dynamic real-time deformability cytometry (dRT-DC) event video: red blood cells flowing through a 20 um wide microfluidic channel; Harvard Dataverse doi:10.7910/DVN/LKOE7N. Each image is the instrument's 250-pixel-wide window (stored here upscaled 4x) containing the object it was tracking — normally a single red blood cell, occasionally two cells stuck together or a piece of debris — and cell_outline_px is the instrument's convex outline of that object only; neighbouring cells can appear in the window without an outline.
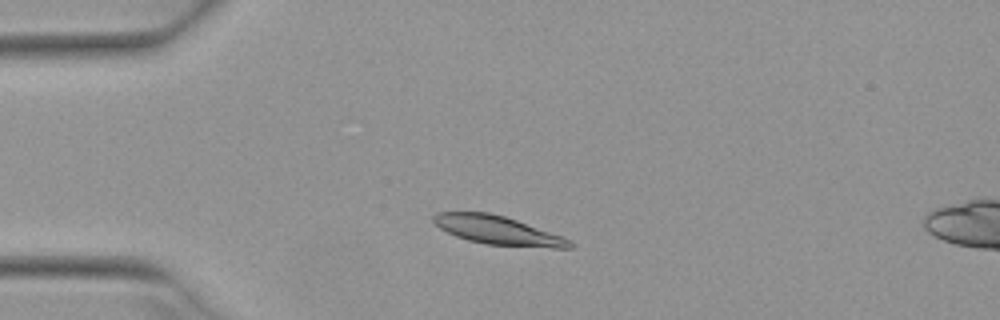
{"species": "Egyptian fruit bat (a non-hibernating species)", "species_latin": "Rousettus aegyptiacus", "temperature_condition": "warm", "stored_images_in_passage": 47, "camera_frame_rate_fps": 3000, "um_per_image_px": 0.085, "animal": {"sex": "female"}, "frame": {"image": 1, "passage_image": 8, "time_ms": 2.333, "image_size_px": [1000, 320], "cell_outline_px": [[572, 248], [552, 248], [484, 244], [468, 240], [456, 236], [432, 224], [432, 216], [436, 212], [488, 212], [504, 216], [564, 236], [572, 240]], "centroid_in_image_um": [42.31, 19.58], "position_along_channel_um": 42.7, "area_um2": 22.89}}
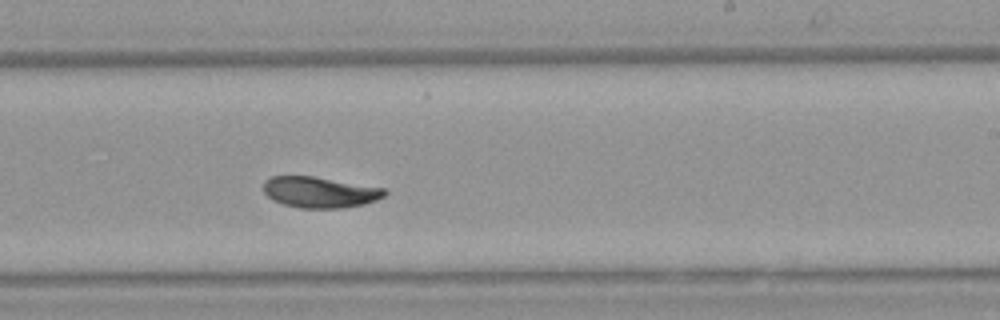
{"frame": {"image": 2, "passage_image": 27, "time_ms": 8.667, "image_size_px": [1000, 320], "cell_outline_px": [[388, 192], [384, 196], [376, 200], [364, 204], [344, 208], [300, 208], [284, 204], [272, 200], [264, 192], [264, 180], [272, 176], [312, 176], [384, 188]], "centroid_in_image_um": [27.17, 16.34], "position_along_channel_um": 261.8, "area_um2": 21.79}}
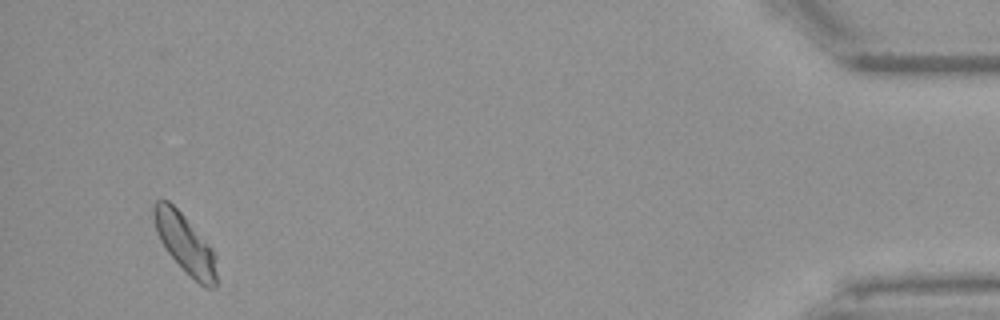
{"frame": {"image": 3, "passage_image": 45, "time_ms": 14.667, "image_size_px": [1000, 320], "cell_outline_px": [[216, 288], [204, 288], [168, 252], [160, 240], [156, 232], [152, 216], [152, 204], [156, 200], [168, 200], [184, 216], [216, 252]], "centroid_in_image_um": [15.72, 20.68], "position_along_channel_um": 419.5, "area_um2": 21.39}, "authors_computed_cell_mechanics": {"area_um2": 22.3108, "velocity_mm_per_s": 3.8957, "shape_relaxation_time_tau1_ms": 2.6359, "shape_relaxation_time_tau2_ms": 1.5791, "deformation_change_tau1": 0.1353, "deformation_change_tau2": 0.0654}}